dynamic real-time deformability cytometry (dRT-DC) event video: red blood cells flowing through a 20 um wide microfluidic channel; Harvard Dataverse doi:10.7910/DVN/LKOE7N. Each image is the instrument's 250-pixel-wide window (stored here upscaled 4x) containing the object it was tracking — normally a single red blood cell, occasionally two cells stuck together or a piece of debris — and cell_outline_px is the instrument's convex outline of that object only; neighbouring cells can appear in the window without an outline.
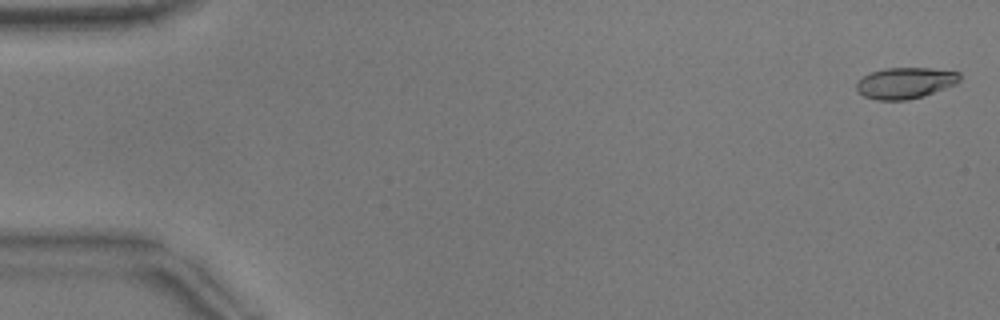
{"species": "common noctule bat (a hibernating species)", "species_latin": "Nyctalus noctula", "temperature_condition": "warm", "stored_images_in_passage": 53, "camera_frame_rate_fps": 3000, "um_per_image_px": 0.085, "animal": {"sex": "male", "body_mass_g": 17.9}, "frame": {"image": 1, "passage_image": 2, "time_ms": 0.333, "image_size_px": [1000, 320], "cell_outline_px": [[960, 80], [956, 84], [924, 96], [908, 100], [876, 100], [864, 96], [856, 88], [856, 84], [864, 76], [872, 72], [884, 68], [928, 68], [960, 72]], "centroid_in_image_um": [76.97, 7.06], "position_along_channel_um": 8.0, "area_um2": 18.67}}
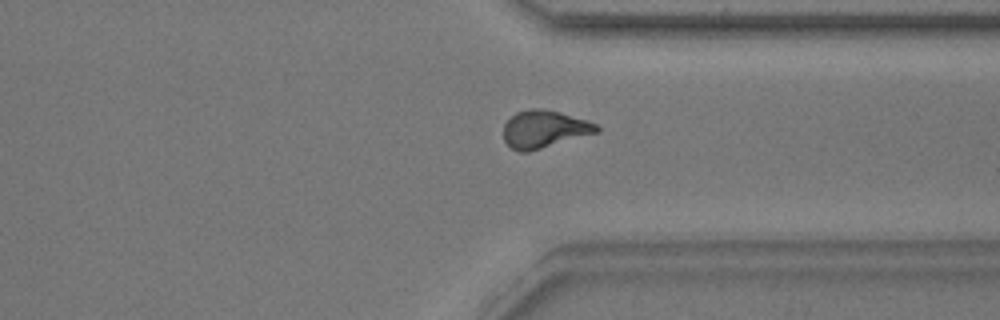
{"frame": {"image": 2, "passage_image": 41, "time_ms": 13.333, "image_size_px": [1000, 320], "cell_outline_px": [[600, 132], [528, 152], [520, 152], [512, 148], [504, 140], [504, 124], [516, 112], [528, 108], [544, 108], [560, 112], [596, 124], [600, 128]], "centroid_in_image_um": [46.26, 10.97], "position_along_channel_um": 365.1, "area_um2": 20.35}}
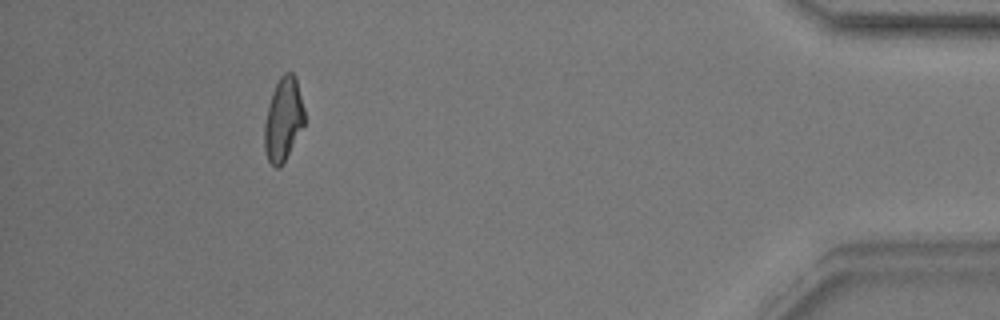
{"frame": {"image": 3, "passage_image": 49, "time_ms": 16.0, "image_size_px": [1000, 320], "cell_outline_px": [[304, 124], [280, 168], [276, 168], [268, 160], [264, 148], [264, 124], [268, 104], [272, 92], [280, 76], [284, 72], [292, 72], [296, 76], [304, 108]], "centroid_in_image_um": [24.07, 10.11], "position_along_channel_um": 411.1, "area_um2": 19.36}, "authors_computed_cell_mechanics": {"area_um2": 19.652, "velocity_mm_per_s": 3.8462, "shape_relaxation_time_tau1_ms": 3.3223, "shape_relaxation_time_tau2_ms": 1.8539, "deformation_change_tau1": 0.1673, "deformation_change_tau2": 0.0914}}